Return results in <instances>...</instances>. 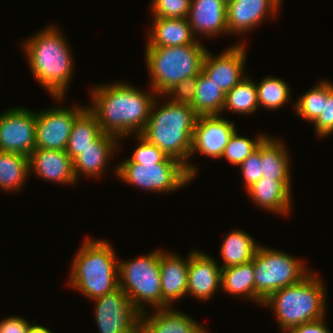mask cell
<instances>
[{"instance_id": "7402d4cb", "label": "cell", "mask_w": 333, "mask_h": 333, "mask_svg": "<svg viewBox=\"0 0 333 333\" xmlns=\"http://www.w3.org/2000/svg\"><path fill=\"white\" fill-rule=\"evenodd\" d=\"M117 137L101 133L82 153L73 160L75 178L83 173L88 177H100L110 156L117 151Z\"/></svg>"}, {"instance_id": "d4e9b609", "label": "cell", "mask_w": 333, "mask_h": 333, "mask_svg": "<svg viewBox=\"0 0 333 333\" xmlns=\"http://www.w3.org/2000/svg\"><path fill=\"white\" fill-rule=\"evenodd\" d=\"M258 247L259 245L250 234L241 230L231 231L225 236L220 248V255L224 262L220 268L251 262Z\"/></svg>"}, {"instance_id": "277c9868", "label": "cell", "mask_w": 333, "mask_h": 333, "mask_svg": "<svg viewBox=\"0 0 333 333\" xmlns=\"http://www.w3.org/2000/svg\"><path fill=\"white\" fill-rule=\"evenodd\" d=\"M114 248L105 240L87 238L74 256L69 284L89 299L119 287L118 261Z\"/></svg>"}, {"instance_id": "f546056e", "label": "cell", "mask_w": 333, "mask_h": 333, "mask_svg": "<svg viewBox=\"0 0 333 333\" xmlns=\"http://www.w3.org/2000/svg\"><path fill=\"white\" fill-rule=\"evenodd\" d=\"M259 108L257 88L253 80L245 77L225 94L224 109L237 114H252Z\"/></svg>"}, {"instance_id": "5bb4252c", "label": "cell", "mask_w": 333, "mask_h": 333, "mask_svg": "<svg viewBox=\"0 0 333 333\" xmlns=\"http://www.w3.org/2000/svg\"><path fill=\"white\" fill-rule=\"evenodd\" d=\"M219 116H198L192 136L190 157L199 151L202 155L221 159L225 146L236 128L233 122Z\"/></svg>"}, {"instance_id": "cb8c5ba5", "label": "cell", "mask_w": 333, "mask_h": 333, "mask_svg": "<svg viewBox=\"0 0 333 333\" xmlns=\"http://www.w3.org/2000/svg\"><path fill=\"white\" fill-rule=\"evenodd\" d=\"M289 154L282 141L267 136L261 143L262 178L273 180L290 179Z\"/></svg>"}, {"instance_id": "74e56055", "label": "cell", "mask_w": 333, "mask_h": 333, "mask_svg": "<svg viewBox=\"0 0 333 333\" xmlns=\"http://www.w3.org/2000/svg\"><path fill=\"white\" fill-rule=\"evenodd\" d=\"M197 87V76L191 79L183 80L175 84L164 95H168L170 101L174 103L191 105L194 101L195 90ZM170 95V96H169Z\"/></svg>"}, {"instance_id": "60d3db41", "label": "cell", "mask_w": 333, "mask_h": 333, "mask_svg": "<svg viewBox=\"0 0 333 333\" xmlns=\"http://www.w3.org/2000/svg\"><path fill=\"white\" fill-rule=\"evenodd\" d=\"M32 324L33 325L29 324V327H28L26 333H52L46 327L35 324V321Z\"/></svg>"}, {"instance_id": "ab89813d", "label": "cell", "mask_w": 333, "mask_h": 333, "mask_svg": "<svg viewBox=\"0 0 333 333\" xmlns=\"http://www.w3.org/2000/svg\"><path fill=\"white\" fill-rule=\"evenodd\" d=\"M324 318L291 327L285 333H331L323 321Z\"/></svg>"}, {"instance_id": "e575fe53", "label": "cell", "mask_w": 333, "mask_h": 333, "mask_svg": "<svg viewBox=\"0 0 333 333\" xmlns=\"http://www.w3.org/2000/svg\"><path fill=\"white\" fill-rule=\"evenodd\" d=\"M139 144L128 158L133 163H161L167 156L154 144L147 141L140 134L136 136Z\"/></svg>"}, {"instance_id": "52a82bcc", "label": "cell", "mask_w": 333, "mask_h": 333, "mask_svg": "<svg viewBox=\"0 0 333 333\" xmlns=\"http://www.w3.org/2000/svg\"><path fill=\"white\" fill-rule=\"evenodd\" d=\"M304 265L285 252L259 246L254 255L255 302L263 305L277 290L299 283L311 272Z\"/></svg>"}, {"instance_id": "83f0119b", "label": "cell", "mask_w": 333, "mask_h": 333, "mask_svg": "<svg viewBox=\"0 0 333 333\" xmlns=\"http://www.w3.org/2000/svg\"><path fill=\"white\" fill-rule=\"evenodd\" d=\"M221 288L228 294L255 301L254 258L251 262L221 269Z\"/></svg>"}, {"instance_id": "d590c367", "label": "cell", "mask_w": 333, "mask_h": 333, "mask_svg": "<svg viewBox=\"0 0 333 333\" xmlns=\"http://www.w3.org/2000/svg\"><path fill=\"white\" fill-rule=\"evenodd\" d=\"M314 124L316 134L320 137H326L333 134V84L327 81V99L324 101L323 112L312 123Z\"/></svg>"}, {"instance_id": "e0dca14e", "label": "cell", "mask_w": 333, "mask_h": 333, "mask_svg": "<svg viewBox=\"0 0 333 333\" xmlns=\"http://www.w3.org/2000/svg\"><path fill=\"white\" fill-rule=\"evenodd\" d=\"M194 35L228 34L227 3L224 0H191L187 16Z\"/></svg>"}, {"instance_id": "6da1fadb", "label": "cell", "mask_w": 333, "mask_h": 333, "mask_svg": "<svg viewBox=\"0 0 333 333\" xmlns=\"http://www.w3.org/2000/svg\"><path fill=\"white\" fill-rule=\"evenodd\" d=\"M91 97L93 105L87 108L96 116L101 131L121 139L130 133H142L153 101L159 95L153 90L145 93L127 83L116 82L93 87Z\"/></svg>"}, {"instance_id": "1f68e13d", "label": "cell", "mask_w": 333, "mask_h": 333, "mask_svg": "<svg viewBox=\"0 0 333 333\" xmlns=\"http://www.w3.org/2000/svg\"><path fill=\"white\" fill-rule=\"evenodd\" d=\"M327 99V81L322 80L303 94L294 104L296 114L313 123L323 112L324 101Z\"/></svg>"}, {"instance_id": "5b68a950", "label": "cell", "mask_w": 333, "mask_h": 333, "mask_svg": "<svg viewBox=\"0 0 333 333\" xmlns=\"http://www.w3.org/2000/svg\"><path fill=\"white\" fill-rule=\"evenodd\" d=\"M316 275L309 273L299 283L277 290L263 302V306L273 308L283 333L325 317L326 288Z\"/></svg>"}, {"instance_id": "7a4b0ae2", "label": "cell", "mask_w": 333, "mask_h": 333, "mask_svg": "<svg viewBox=\"0 0 333 333\" xmlns=\"http://www.w3.org/2000/svg\"><path fill=\"white\" fill-rule=\"evenodd\" d=\"M155 98L145 128L140 134L156 145L166 156L185 165L188 174L196 177V168L189 164L192 136L198 115L188 104L169 100L160 108ZM156 106V107H155Z\"/></svg>"}, {"instance_id": "ba28073f", "label": "cell", "mask_w": 333, "mask_h": 333, "mask_svg": "<svg viewBox=\"0 0 333 333\" xmlns=\"http://www.w3.org/2000/svg\"><path fill=\"white\" fill-rule=\"evenodd\" d=\"M118 276L119 287L141 313L146 311V303L162 308L160 250L130 261H118Z\"/></svg>"}, {"instance_id": "836d02e7", "label": "cell", "mask_w": 333, "mask_h": 333, "mask_svg": "<svg viewBox=\"0 0 333 333\" xmlns=\"http://www.w3.org/2000/svg\"><path fill=\"white\" fill-rule=\"evenodd\" d=\"M191 0H152L153 17L187 18Z\"/></svg>"}, {"instance_id": "d6986e66", "label": "cell", "mask_w": 333, "mask_h": 333, "mask_svg": "<svg viewBox=\"0 0 333 333\" xmlns=\"http://www.w3.org/2000/svg\"><path fill=\"white\" fill-rule=\"evenodd\" d=\"M30 172L44 180L75 184L73 160L65 150L35 149L29 156Z\"/></svg>"}, {"instance_id": "484cf974", "label": "cell", "mask_w": 333, "mask_h": 333, "mask_svg": "<svg viewBox=\"0 0 333 333\" xmlns=\"http://www.w3.org/2000/svg\"><path fill=\"white\" fill-rule=\"evenodd\" d=\"M101 133L96 116L86 107L75 119L65 151L74 160Z\"/></svg>"}, {"instance_id": "ffe728a7", "label": "cell", "mask_w": 333, "mask_h": 333, "mask_svg": "<svg viewBox=\"0 0 333 333\" xmlns=\"http://www.w3.org/2000/svg\"><path fill=\"white\" fill-rule=\"evenodd\" d=\"M155 310L149 316L141 313L140 333H208L192 317L172 307Z\"/></svg>"}, {"instance_id": "8d00e7d4", "label": "cell", "mask_w": 333, "mask_h": 333, "mask_svg": "<svg viewBox=\"0 0 333 333\" xmlns=\"http://www.w3.org/2000/svg\"><path fill=\"white\" fill-rule=\"evenodd\" d=\"M241 174L244 178L245 188L262 178L261 172V144L240 165Z\"/></svg>"}, {"instance_id": "ac0fdd59", "label": "cell", "mask_w": 333, "mask_h": 333, "mask_svg": "<svg viewBox=\"0 0 333 333\" xmlns=\"http://www.w3.org/2000/svg\"><path fill=\"white\" fill-rule=\"evenodd\" d=\"M184 259L160 250L162 308L187 295L189 255Z\"/></svg>"}, {"instance_id": "d6a6232c", "label": "cell", "mask_w": 333, "mask_h": 333, "mask_svg": "<svg viewBox=\"0 0 333 333\" xmlns=\"http://www.w3.org/2000/svg\"><path fill=\"white\" fill-rule=\"evenodd\" d=\"M267 137L260 134L256 139L242 137L237 134V130L231 136L221 158L225 157L231 164L240 165L253 151H255L262 141Z\"/></svg>"}, {"instance_id": "8fae6325", "label": "cell", "mask_w": 333, "mask_h": 333, "mask_svg": "<svg viewBox=\"0 0 333 333\" xmlns=\"http://www.w3.org/2000/svg\"><path fill=\"white\" fill-rule=\"evenodd\" d=\"M36 114L22 107L0 115V151L30 156L35 150Z\"/></svg>"}, {"instance_id": "f35d334b", "label": "cell", "mask_w": 333, "mask_h": 333, "mask_svg": "<svg viewBox=\"0 0 333 333\" xmlns=\"http://www.w3.org/2000/svg\"><path fill=\"white\" fill-rule=\"evenodd\" d=\"M29 323L21 317H8L0 322V333H26Z\"/></svg>"}, {"instance_id": "7c38bea8", "label": "cell", "mask_w": 333, "mask_h": 333, "mask_svg": "<svg viewBox=\"0 0 333 333\" xmlns=\"http://www.w3.org/2000/svg\"><path fill=\"white\" fill-rule=\"evenodd\" d=\"M85 108L55 107L35 112V149L65 150L75 119Z\"/></svg>"}, {"instance_id": "44dd1931", "label": "cell", "mask_w": 333, "mask_h": 333, "mask_svg": "<svg viewBox=\"0 0 333 333\" xmlns=\"http://www.w3.org/2000/svg\"><path fill=\"white\" fill-rule=\"evenodd\" d=\"M291 180L261 178L246 189L254 203L274 214L288 215L291 204Z\"/></svg>"}, {"instance_id": "4dcf8cb0", "label": "cell", "mask_w": 333, "mask_h": 333, "mask_svg": "<svg viewBox=\"0 0 333 333\" xmlns=\"http://www.w3.org/2000/svg\"><path fill=\"white\" fill-rule=\"evenodd\" d=\"M258 105L266 109L280 108L290 97V88L281 78L267 76L260 84H256Z\"/></svg>"}, {"instance_id": "30bf717a", "label": "cell", "mask_w": 333, "mask_h": 333, "mask_svg": "<svg viewBox=\"0 0 333 333\" xmlns=\"http://www.w3.org/2000/svg\"><path fill=\"white\" fill-rule=\"evenodd\" d=\"M93 300L99 333H140L141 312L122 288Z\"/></svg>"}, {"instance_id": "4fadbf2b", "label": "cell", "mask_w": 333, "mask_h": 333, "mask_svg": "<svg viewBox=\"0 0 333 333\" xmlns=\"http://www.w3.org/2000/svg\"><path fill=\"white\" fill-rule=\"evenodd\" d=\"M244 43L229 47L222 54L213 56L207 50L202 64V71L225 94L236 86L243 78L246 62Z\"/></svg>"}, {"instance_id": "2e32d148", "label": "cell", "mask_w": 333, "mask_h": 333, "mask_svg": "<svg viewBox=\"0 0 333 333\" xmlns=\"http://www.w3.org/2000/svg\"><path fill=\"white\" fill-rule=\"evenodd\" d=\"M217 261L202 251L189 254L187 294L207 301L221 288V268Z\"/></svg>"}, {"instance_id": "9a60e30c", "label": "cell", "mask_w": 333, "mask_h": 333, "mask_svg": "<svg viewBox=\"0 0 333 333\" xmlns=\"http://www.w3.org/2000/svg\"><path fill=\"white\" fill-rule=\"evenodd\" d=\"M281 3L278 0H230L227 2V28L231 33H248L259 26L266 16L275 17Z\"/></svg>"}, {"instance_id": "9c48e42d", "label": "cell", "mask_w": 333, "mask_h": 333, "mask_svg": "<svg viewBox=\"0 0 333 333\" xmlns=\"http://www.w3.org/2000/svg\"><path fill=\"white\" fill-rule=\"evenodd\" d=\"M115 173L121 181L154 192L176 191L193 180L180 161L167 156L161 163L120 162Z\"/></svg>"}, {"instance_id": "4316f807", "label": "cell", "mask_w": 333, "mask_h": 333, "mask_svg": "<svg viewBox=\"0 0 333 333\" xmlns=\"http://www.w3.org/2000/svg\"><path fill=\"white\" fill-rule=\"evenodd\" d=\"M225 93L203 72L197 76L194 101L190 105L198 116L221 115ZM220 113V114H219Z\"/></svg>"}, {"instance_id": "f1b7e54d", "label": "cell", "mask_w": 333, "mask_h": 333, "mask_svg": "<svg viewBox=\"0 0 333 333\" xmlns=\"http://www.w3.org/2000/svg\"><path fill=\"white\" fill-rule=\"evenodd\" d=\"M30 175L29 157L0 151V187L5 191H19Z\"/></svg>"}, {"instance_id": "603a6c76", "label": "cell", "mask_w": 333, "mask_h": 333, "mask_svg": "<svg viewBox=\"0 0 333 333\" xmlns=\"http://www.w3.org/2000/svg\"><path fill=\"white\" fill-rule=\"evenodd\" d=\"M146 47H176L201 44L192 32L187 18L153 17Z\"/></svg>"}, {"instance_id": "3957f363", "label": "cell", "mask_w": 333, "mask_h": 333, "mask_svg": "<svg viewBox=\"0 0 333 333\" xmlns=\"http://www.w3.org/2000/svg\"><path fill=\"white\" fill-rule=\"evenodd\" d=\"M23 44L34 78L53 98L62 100L73 76V58L61 32L51 25Z\"/></svg>"}, {"instance_id": "8992f818", "label": "cell", "mask_w": 333, "mask_h": 333, "mask_svg": "<svg viewBox=\"0 0 333 333\" xmlns=\"http://www.w3.org/2000/svg\"><path fill=\"white\" fill-rule=\"evenodd\" d=\"M206 52L202 44L146 47L145 59L151 77V90L162 96L178 82L198 76Z\"/></svg>"}]
</instances>
